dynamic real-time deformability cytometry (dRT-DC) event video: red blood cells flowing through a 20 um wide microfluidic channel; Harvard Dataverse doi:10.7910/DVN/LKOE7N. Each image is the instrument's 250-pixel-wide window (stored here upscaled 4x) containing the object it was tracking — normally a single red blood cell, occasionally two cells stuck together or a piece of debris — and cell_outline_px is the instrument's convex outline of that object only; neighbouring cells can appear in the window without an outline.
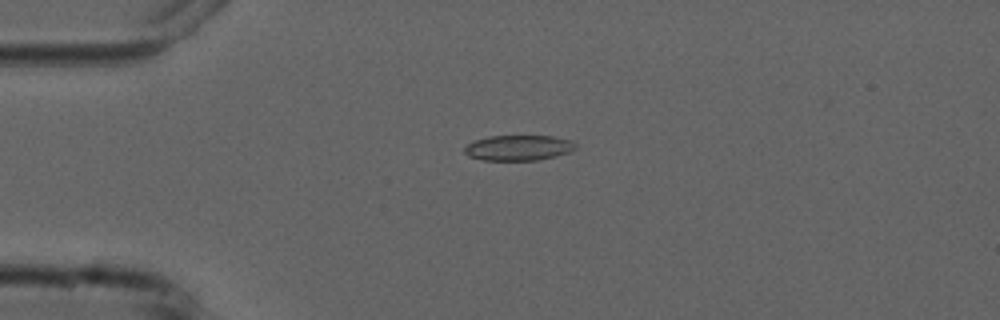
{"species": "common noctule bat (a hibernating species)", "species_latin": "Nyctalus noctula", "temperature_condition": "cold", "stored_images_in_passage": 5, "camera_frame_rate_fps": 3000, "um_per_image_px": 0.085, "animal": {"sex": "male", "forearm_length_mm": 52.5}, "frame": {"image": 1, "passage_image": 4, "time_ms": 3.667, "image_size_px": [1000, 320], "cell_outline_px": [[576, 148], [568, 152], [556, 156], [536, 160], [484, 160], [468, 156], [464, 152], [464, 148], [472, 140], [488, 136], [552, 136], [572, 140], [576, 144]], "centroid_in_image_um": [44.05, 12.55], "position_along_channel_um": 40.9, "area_um2": 16.47}}